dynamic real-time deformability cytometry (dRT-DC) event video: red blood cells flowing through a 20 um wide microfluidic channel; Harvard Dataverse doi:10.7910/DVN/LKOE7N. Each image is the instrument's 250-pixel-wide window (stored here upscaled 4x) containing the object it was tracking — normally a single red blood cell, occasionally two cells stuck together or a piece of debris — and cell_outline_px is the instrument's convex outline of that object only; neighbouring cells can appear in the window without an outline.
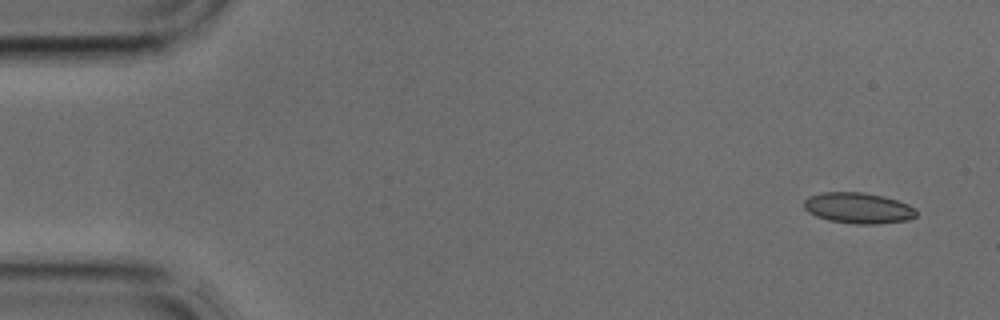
{"species": "common noctule bat (a hibernating species)", "species_latin": "Nyctalus noctula", "temperature_condition": "cold", "stored_images_in_passage": 2, "segment_of_instrument_passage": [2, 2], "camera_frame_rate_fps": 3000, "um_per_image_px": 0.085, "animal": {"sex": "male", "body_mass_g": 17.9, "forearm_length_mm": 54.2}, "frame": {"image": 1, "passage_image": 2, "time_ms": 0.333, "image_size_px": [1000, 320], "cell_outline_px": [[916, 216], [908, 220], [876, 224], [856, 224], [828, 220], [816, 216], [808, 212], [804, 208], [804, 200], [808, 196], [824, 192], [864, 192], [884, 196], [908, 204], [916, 208]], "centroid_in_image_um": [72.95, 17.68], "position_along_channel_um": 12.1, "area_um2": 20.29}}